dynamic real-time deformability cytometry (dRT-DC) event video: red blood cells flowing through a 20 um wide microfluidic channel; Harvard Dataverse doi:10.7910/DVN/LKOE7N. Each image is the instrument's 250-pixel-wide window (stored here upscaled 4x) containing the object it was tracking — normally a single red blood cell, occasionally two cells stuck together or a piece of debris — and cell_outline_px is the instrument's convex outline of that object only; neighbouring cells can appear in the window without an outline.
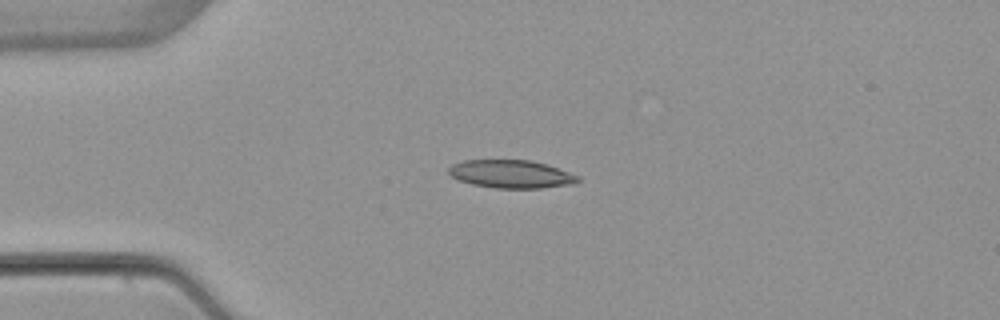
{"species": "common noctule bat (a hibernating species)", "species_latin": "Nyctalus noctula", "temperature_condition": "warm", "stored_images_in_passage": 2, "camera_frame_rate_fps": 3000, "um_per_image_px": 0.085, "animal": {"sex": "female", "body_mass_g": 22.7, "forearm_length_mm": 54.2}, "frame": {"image": 1, "passage_image": 1, "time_ms": 0.0, "image_size_px": [1000, 320], "cell_outline_px": [[580, 180], [576, 184], [540, 188], [496, 188], [472, 184], [460, 180], [452, 176], [448, 172], [448, 168], [452, 164], [464, 160], [532, 160], [580, 176]], "centroid_in_image_um": [43.46, 14.8], "position_along_channel_um": 41.5, "area_um2": 21.04}}